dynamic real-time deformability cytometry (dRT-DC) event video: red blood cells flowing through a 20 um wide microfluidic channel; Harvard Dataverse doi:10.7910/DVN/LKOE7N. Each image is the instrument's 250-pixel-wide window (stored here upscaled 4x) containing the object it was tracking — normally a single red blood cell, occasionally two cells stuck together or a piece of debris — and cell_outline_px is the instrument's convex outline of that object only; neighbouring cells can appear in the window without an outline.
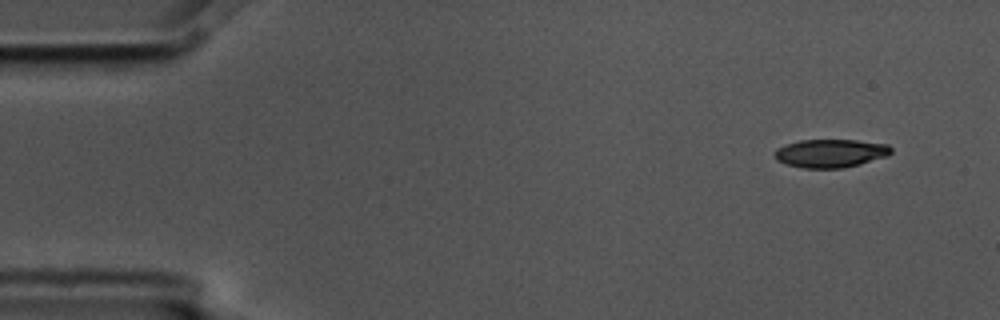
{"species": "common noctule bat (a hibernating species)", "species_latin": "Nyctalus noctula", "temperature_condition": "cold", "stored_images_in_passage": 8, "camera_frame_rate_fps": 3000, "um_per_image_px": 0.085, "animal": {"sex": "male", "body_mass_g": 17.5, "forearm_length_mm": 52.3}, "frame": {"image": 1, "passage_image": 1, "time_ms": 0.0, "image_size_px": [1000, 320], "cell_outline_px": [[892, 152], [888, 156], [860, 164], [840, 168], [804, 168], [788, 164], [776, 160], [776, 148], [800, 140], [856, 140], [888, 144], [892, 148]], "centroid_in_image_um": [70.64, 13.02], "position_along_channel_um": 14.4, "area_um2": 19.07}}
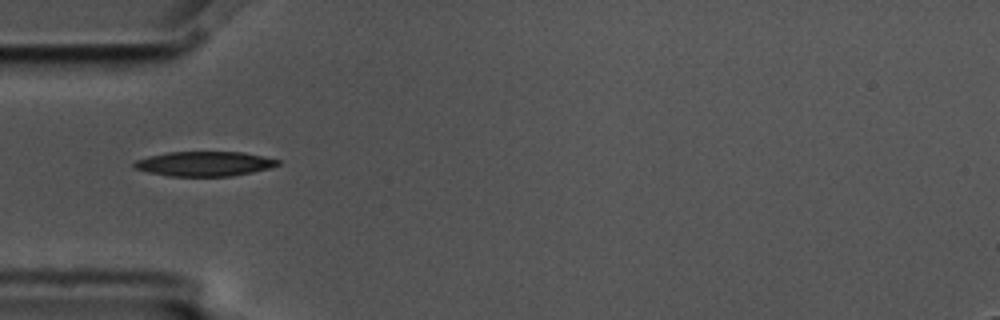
{"frame": {"image": 2, "passage_image": 4, "time_ms": 1.0, "image_size_px": [1000, 320], "cell_outline_px": [[280, 164], [268, 168], [252, 172], [232, 176], [168, 176], [148, 172], [132, 168], [132, 164], [136, 160], [148, 156], [168, 152], [244, 152], [264, 156], [280, 160]], "centroid_in_image_um": [17.35, 13.92], "position_along_channel_um": 67.7, "area_um2": 20.75}}